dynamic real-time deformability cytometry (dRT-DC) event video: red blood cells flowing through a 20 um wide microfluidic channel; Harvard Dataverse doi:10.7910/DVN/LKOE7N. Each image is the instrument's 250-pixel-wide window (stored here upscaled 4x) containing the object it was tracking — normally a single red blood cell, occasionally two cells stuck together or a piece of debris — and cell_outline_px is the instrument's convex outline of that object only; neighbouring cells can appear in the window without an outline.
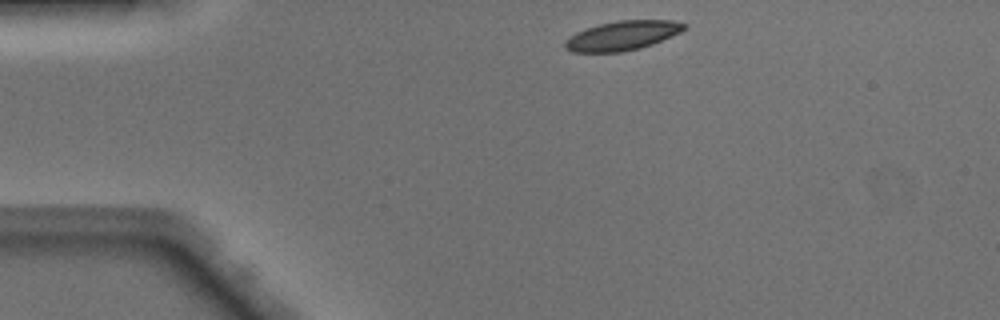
{"species": "Egyptian fruit bat (a non-hibernating species)", "species_latin": "Rousettus aegyptiacus", "temperature_condition": "warm", "stored_images_in_passage": 40, "camera_frame_rate_fps": 3000, "um_per_image_px": 0.085, "animal": {"sex": "male"}, "frame": {"image": 1, "passage_image": 1, "time_ms": 0.0, "image_size_px": [1000, 320], "cell_outline_px": [[688, 24], [680, 32], [652, 44], [640, 48], [620, 52], [572, 52], [564, 48], [564, 40], [576, 32], [600, 24], [620, 20], [672, 20]], "centroid_in_image_um": [52.88, 3.03], "position_along_channel_um": 32.1, "area_um2": 20.23}}
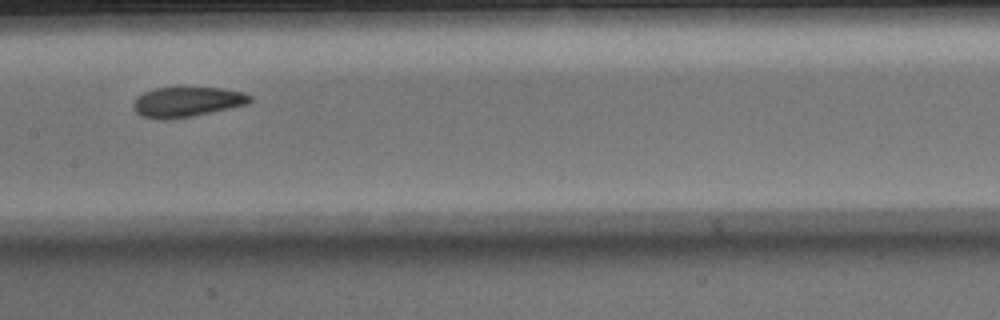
{"frame": {"image": 2, "passage_image": 16, "time_ms": 5.0, "image_size_px": [1000, 320], "cell_outline_px": [[252, 100], [248, 104], [192, 116], [164, 120], [160, 120], [140, 116], [132, 108], [132, 104], [136, 96], [144, 92], [156, 88], [224, 88], [244, 92], [252, 96]], "centroid_in_image_um": [15.87, 8.67], "position_along_channel_um": 191.5, "area_um2": 20.52}}
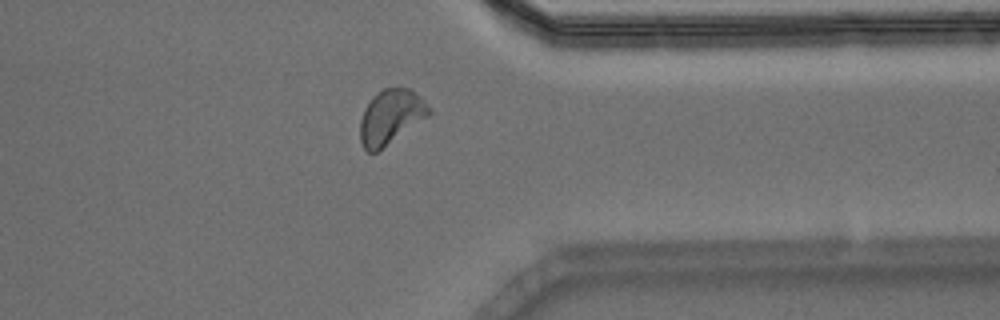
{"frame": {"image": 3, "passage_image": 30, "time_ms": 9.667, "image_size_px": [1000, 320], "cell_outline_px": [[432, 112], [428, 116], [376, 152], [368, 152], [364, 148], [360, 140], [360, 120], [364, 108], [372, 96], [384, 88], [412, 88], [432, 108]], "centroid_in_image_um": [33.22, 9.9], "position_along_channel_um": 378.2, "area_um2": 21.79}, "authors_computed_cell_mechanics": {"area_um2": 20.9525, "velocity_mm_per_s": 4.1272, "shape_relaxation_time_tau1_ms": 3.6869, "shape_relaxation_time_tau2_ms": 1.855, "deformation_change_tau1": 0.1209, "deformation_change_tau2": 0.0695}}